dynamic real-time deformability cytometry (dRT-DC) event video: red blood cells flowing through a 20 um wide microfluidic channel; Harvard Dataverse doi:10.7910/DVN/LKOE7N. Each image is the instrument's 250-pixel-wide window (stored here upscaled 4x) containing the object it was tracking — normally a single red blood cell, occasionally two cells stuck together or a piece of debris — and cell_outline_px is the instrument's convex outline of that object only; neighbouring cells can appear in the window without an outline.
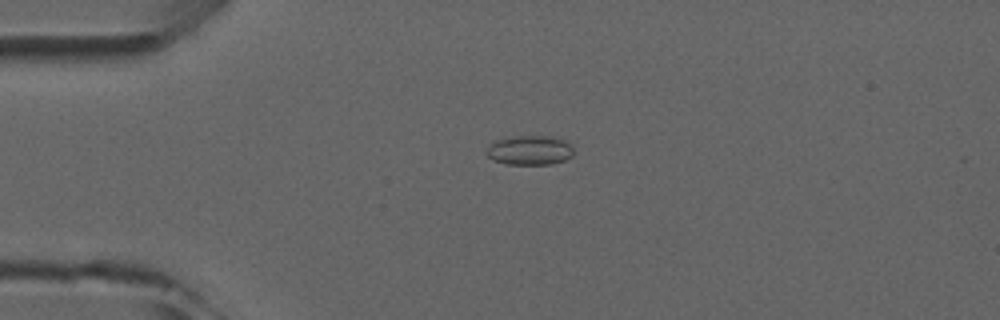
{"species": "common noctule bat (a hibernating species)", "species_latin": "Nyctalus noctula", "temperature_condition": "room temperature", "stored_images_in_passage": 4, "camera_frame_rate_fps": 3000, "um_per_image_px": 0.085, "animal": {"sex": "male", "forearm_length_mm": 52.5}, "frame": {"image": 1, "passage_image": 3, "time_ms": 2.333, "image_size_px": [1000, 320], "cell_outline_px": [[572, 156], [564, 160], [552, 164], [508, 164], [492, 160], [488, 156], [488, 144], [496, 140], [516, 136], [556, 136], [572, 144]], "centroid_in_image_um": [45.05, 12.76], "position_along_channel_um": 39.9, "area_um2": 14.97}}